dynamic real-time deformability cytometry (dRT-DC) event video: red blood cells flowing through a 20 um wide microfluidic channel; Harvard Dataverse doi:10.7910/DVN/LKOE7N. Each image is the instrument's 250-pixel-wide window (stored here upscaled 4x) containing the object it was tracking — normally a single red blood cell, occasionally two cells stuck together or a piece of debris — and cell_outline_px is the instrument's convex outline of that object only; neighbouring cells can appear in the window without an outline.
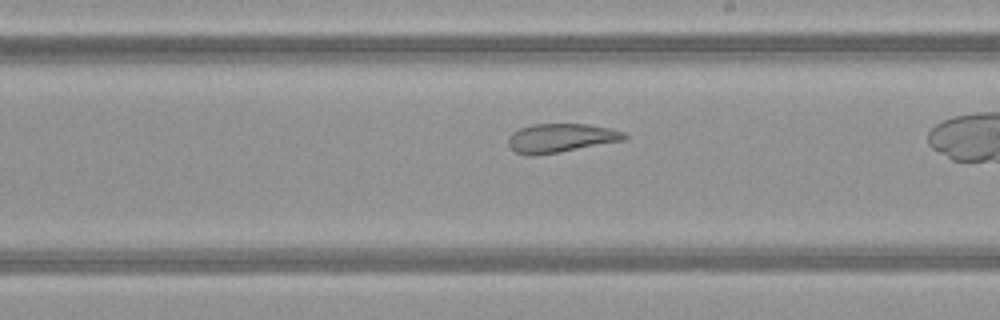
{"species": "common noctule bat (a hibernating species)", "species_latin": "Nyctalus noctula", "temperature_condition": "warm", "stored_images_in_passage": 25, "camera_frame_rate_fps": 3000, "um_per_image_px": 0.085, "animal": {"sex": "female", "body_mass_g": 21.9}, "frame": {"image": 1, "passage_image": 15, "time_ms": 4.667, "image_size_px": [1000, 320], "cell_outline_px": [[628, 136], [624, 140], [560, 152], [536, 156], [528, 156], [516, 152], [508, 144], [508, 136], [512, 132], [520, 128], [532, 124], [588, 124], [608, 128], [624, 132]], "centroid_in_image_um": [47.63, 11.73], "position_along_channel_um": 241.4, "area_um2": 19.54}}
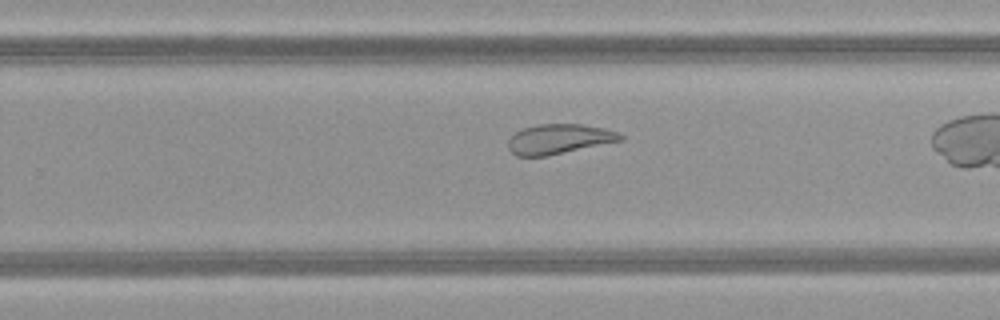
{"frame": {"image": 2, "passage_image": 18, "time_ms": 5.667, "image_size_px": [1000, 320], "cell_outline_px": [[624, 140], [548, 156], [516, 156], [508, 148], [508, 140], [516, 132], [524, 128], [536, 124], [580, 124], [604, 128], [620, 132], [624, 136]], "centroid_in_image_um": [47.55, 11.82], "position_along_channel_um": 282.2, "area_um2": 19.65}}